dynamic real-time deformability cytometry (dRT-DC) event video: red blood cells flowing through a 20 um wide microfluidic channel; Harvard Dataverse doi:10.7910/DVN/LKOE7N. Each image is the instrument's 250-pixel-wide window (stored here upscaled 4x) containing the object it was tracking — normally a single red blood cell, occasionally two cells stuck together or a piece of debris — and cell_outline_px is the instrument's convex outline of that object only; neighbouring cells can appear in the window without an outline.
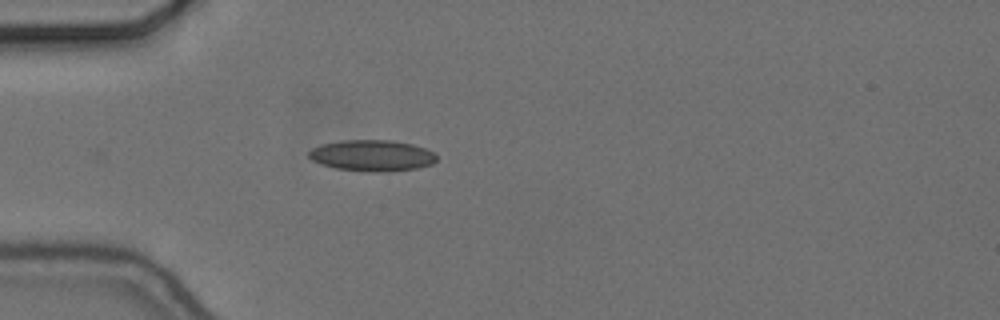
{"species": "common noctule bat (a hibernating species)", "species_latin": "Nyctalus noctula", "temperature_condition": "cold", "stored_images_in_passage": 34, "camera_frame_rate_fps": 3000, "um_per_image_px": 0.085, "animal": {"sex": "female", "body_mass_g": 24.6, "forearm_length_mm": 56.2}, "frame": {"image": 1, "passage_image": 1, "time_ms": 0.0, "image_size_px": [1000, 320], "cell_outline_px": [[436, 160], [432, 164], [416, 168], [388, 172], [372, 172], [336, 168], [320, 164], [312, 160], [308, 156], [308, 152], [312, 148], [320, 144], [340, 140], [392, 140], [412, 144], [424, 148], [432, 152], [436, 156]], "centroid_in_image_um": [31.59, 13.22], "position_along_channel_um": 53.4, "area_um2": 23.29}}
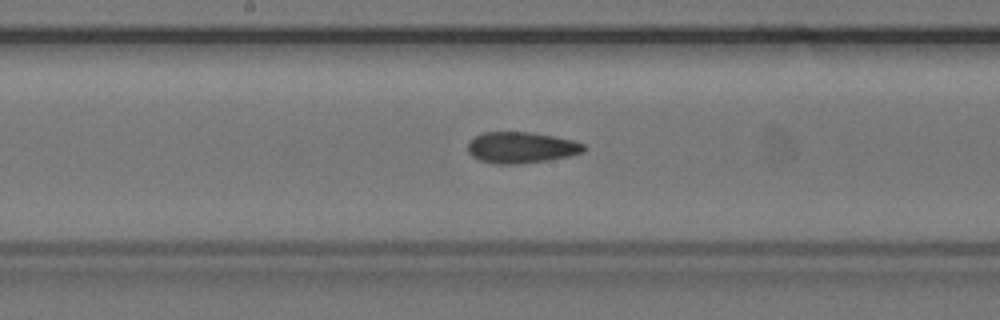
{"frame": {"image": 2, "passage_image": 14, "time_ms": 4.333, "image_size_px": [1000, 320], "cell_outline_px": [[588, 148], [584, 152], [568, 156], [548, 160], [520, 164], [496, 164], [480, 160], [472, 156], [468, 152], [468, 140], [484, 132], [532, 132], [572, 140], [584, 144]], "centroid_in_image_um": [44.3, 12.54], "position_along_channel_um": 203.9, "area_um2": 21.15}}
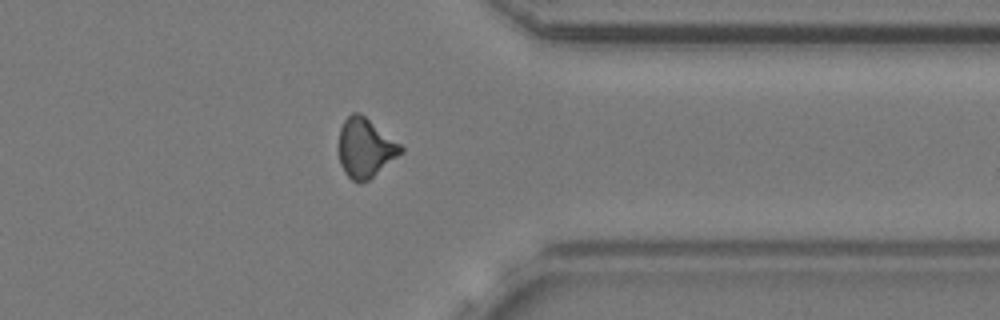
{"frame": {"image": 3, "passage_image": 29, "time_ms": 9.333, "image_size_px": [1000, 320], "cell_outline_px": [[404, 152], [368, 180], [360, 184], [352, 180], [344, 172], [340, 164], [340, 128], [344, 120], [352, 112], [360, 112], [400, 144], [404, 148]], "centroid_in_image_um": [31.06, 12.58], "position_along_channel_um": 380.3, "area_um2": 21.27}, "authors_computed_cell_mechanics": {"area_um2": 21.2704, "velocity_mm_per_s": 3.6782, "shape_relaxation_time_tau1_ms": null, "shape_relaxation_time_tau2_ms": 2.8233, "deformation_change_tau1": null, "deformation_change_tau2": 0.0947}}